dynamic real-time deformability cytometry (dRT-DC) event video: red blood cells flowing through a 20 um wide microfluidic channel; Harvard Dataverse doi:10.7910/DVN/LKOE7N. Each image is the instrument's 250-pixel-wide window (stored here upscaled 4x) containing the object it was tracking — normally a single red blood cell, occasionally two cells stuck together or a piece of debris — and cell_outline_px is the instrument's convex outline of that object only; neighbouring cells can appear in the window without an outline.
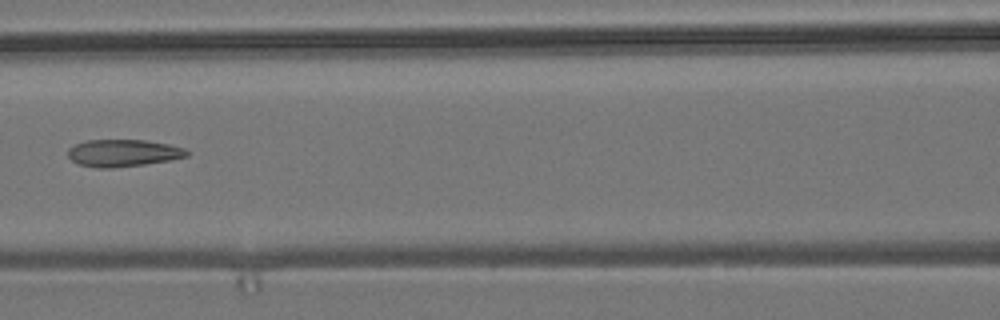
{"species": "common noctule bat (a hibernating species)", "species_latin": "Nyctalus noctula", "temperature_condition": "room temperature", "stored_images_in_passage": 6, "camera_frame_rate_fps": 3000, "um_per_image_px": 0.085, "animal": {"sex": "male", "body_mass_g": 19.2, "forearm_length_mm": 51.8}, "frame": {"image": 1, "passage_image": 5, "time_ms": 1.333, "image_size_px": [1000, 320], "cell_outline_px": [[188, 156], [168, 160], [144, 164], [112, 168], [100, 168], [80, 164], [72, 160], [68, 156], [68, 148], [76, 144], [88, 140], [144, 140], [168, 144], [184, 148], [188, 152]], "centroid_in_image_um": [10.45, 13.0], "position_along_channel_um": 156.1, "area_um2": 18.55}}
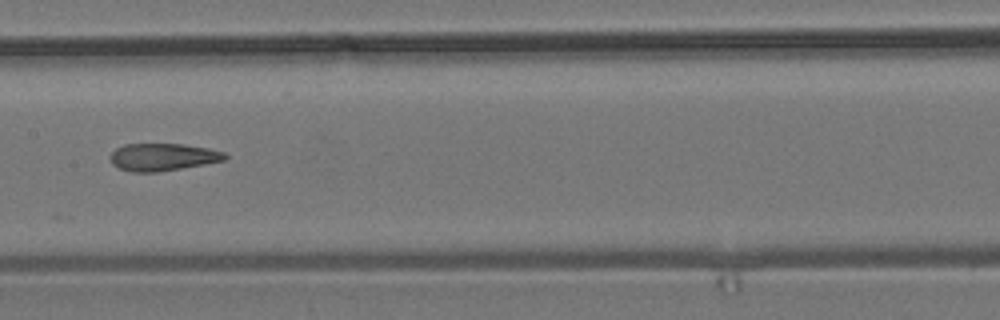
{"frame": {"image": 2, "passage_image": 6, "time_ms": 1.667, "image_size_px": [1000, 320], "cell_outline_px": [[228, 156], [224, 160], [204, 164], [156, 172], [132, 172], [120, 168], [112, 164], [108, 156], [116, 148], [124, 144], [184, 144], [208, 148], [224, 152]], "centroid_in_image_um": [13.8, 13.34], "position_along_channel_um": 193.6, "area_um2": 18.26}}